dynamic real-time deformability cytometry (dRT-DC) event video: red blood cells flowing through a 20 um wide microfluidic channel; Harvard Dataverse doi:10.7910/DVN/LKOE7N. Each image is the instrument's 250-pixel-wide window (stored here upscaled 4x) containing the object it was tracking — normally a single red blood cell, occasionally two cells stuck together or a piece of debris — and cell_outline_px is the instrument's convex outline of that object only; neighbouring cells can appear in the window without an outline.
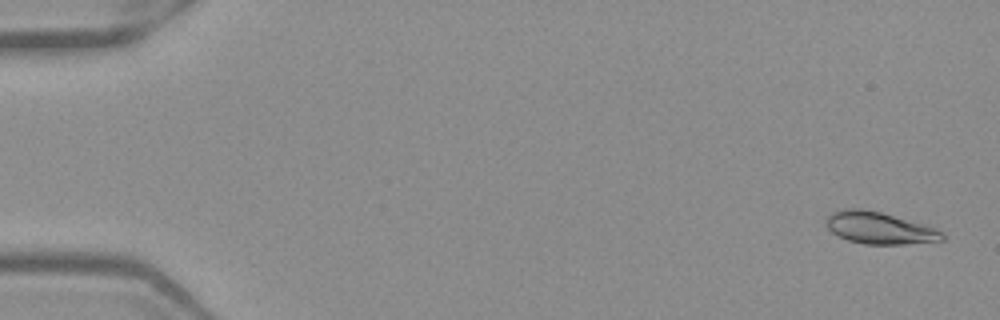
{"species": "Egyptian fruit bat (a non-hibernating species)", "species_latin": "Rousettus aegyptiacus", "temperature_condition": "warm", "stored_images_in_passage": 52, "camera_frame_rate_fps": 3000, "um_per_image_px": 0.085, "frame": {"image": 1, "passage_image": 2, "time_ms": 0.333, "image_size_px": [1000, 320], "cell_outline_px": [[944, 240], [904, 244], [864, 244], [848, 240], [832, 232], [824, 224], [828, 216], [832, 212], [844, 208], [864, 208], [880, 212], [936, 228], [944, 232]], "centroid_in_image_um": [74.73, 19.37], "position_along_channel_um": 10.3, "area_um2": 21.5}}
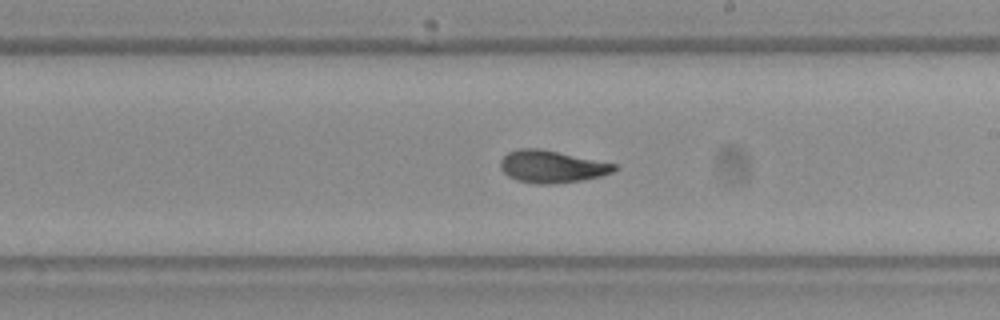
{"frame": {"image": 2, "passage_image": 31, "time_ms": 10.0, "image_size_px": [1000, 320], "cell_outline_px": [[620, 168], [612, 172], [600, 176], [580, 180], [552, 184], [536, 184], [516, 180], [508, 176], [500, 168], [500, 160], [508, 152], [520, 148], [540, 148], [616, 164]], "centroid_in_image_um": [46.88, 14.16], "position_along_channel_um": 242.1, "area_um2": 21.39}}
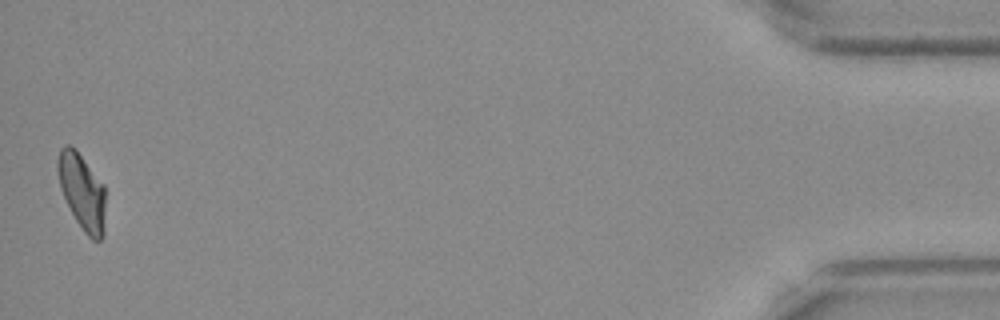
{"frame": {"image": 3, "passage_image": 52, "time_ms": 17.0, "image_size_px": [1000, 320], "cell_outline_px": [[104, 236], [100, 240], [92, 240], [84, 232], [76, 220], [60, 188], [56, 168], [56, 160], [60, 148], [64, 144], [68, 144], [76, 148], [104, 184]], "centroid_in_image_um": [6.96, 16.23], "position_along_channel_um": 428.2, "area_um2": 21.33}, "authors_computed_cell_mechanics": {"area_um2": 21.3282, "velocity_mm_per_s": 3.9218, "shape_relaxation_time_tau1_ms": 4.9366, "shape_relaxation_time_tau2_ms": 1.4068, "deformation_change_tau1": 0.1684, "deformation_change_tau2": 0.0589}}